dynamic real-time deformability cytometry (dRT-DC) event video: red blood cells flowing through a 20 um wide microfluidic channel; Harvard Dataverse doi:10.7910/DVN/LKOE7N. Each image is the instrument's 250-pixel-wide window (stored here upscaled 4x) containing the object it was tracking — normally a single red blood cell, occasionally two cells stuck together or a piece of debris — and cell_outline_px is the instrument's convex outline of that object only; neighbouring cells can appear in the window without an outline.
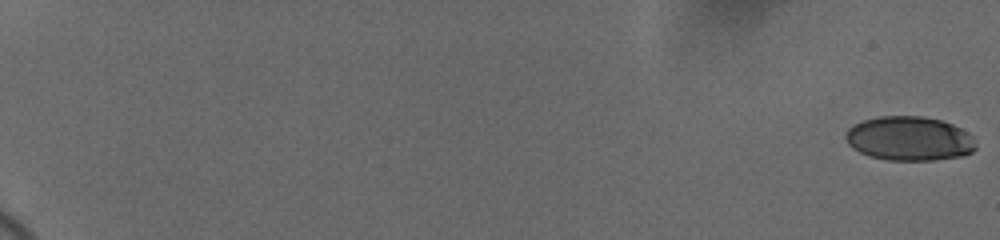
{"species": "human", "species_latin": "Homo sapiens", "temperature_condition": "cold", "stored_images_in_passage": 54, "camera_frame_rate_fps": 3000, "um_per_image_px": 0.085, "donor": {"sex": "female"}, "frame": {"image": 1, "passage_image": 1, "time_ms": 0.0, "image_size_px": [1000, 240], "cell_outline_px": [[976, 148], [972, 152], [964, 156], [932, 160], [888, 160], [872, 156], [860, 152], [852, 148], [848, 144], [844, 136], [848, 128], [864, 120], [880, 116], [924, 116], [940, 120], [952, 124], [968, 132], [972, 136], [976, 144]], "centroid_in_image_um": [77.31, 11.78], "position_along_channel_um": 7.7, "area_um2": 33.58}}
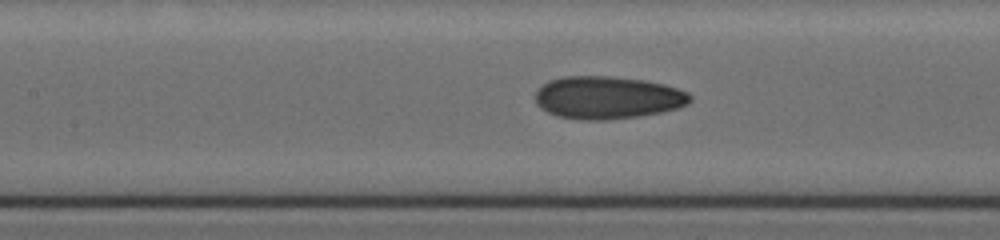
{"frame": {"image": 2, "passage_image": 29, "time_ms": 10.333, "image_size_px": [1000, 240], "cell_outline_px": [[692, 100], [688, 104], [676, 108], [660, 112], [636, 116], [604, 120], [580, 120], [556, 116], [540, 108], [536, 104], [536, 88], [548, 80], [564, 76], [612, 76], [644, 80], [664, 84], [688, 92], [692, 96]], "centroid_in_image_um": [51.6, 8.28], "position_along_channel_um": 155.8, "area_um2": 38.67}}
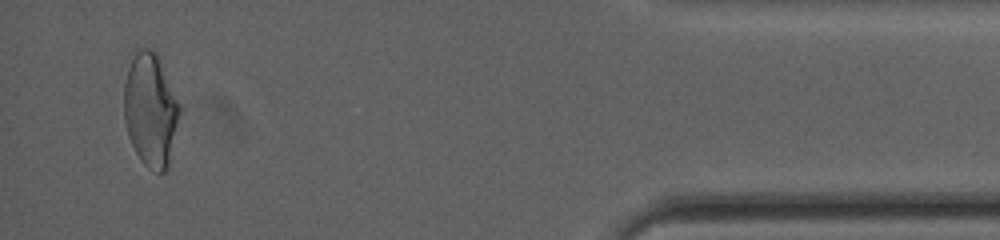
{"frame": {"image": 3, "passage_image": 54, "time_ms": 19.0, "image_size_px": [1000, 240], "cell_outline_px": [[180, 112], [168, 168], [164, 172], [160, 172], [148, 168], [140, 160], [128, 136], [124, 120], [124, 84], [132, 48], [152, 48], [156, 52], [180, 104]], "centroid_in_image_um": [12.77, 9.28], "position_along_channel_um": 422.4, "area_um2": 37.05}, "authors_computed_cell_mechanics": {"area_um2": 35.6915, "velocity_mm_per_s": 3.688, "shape_relaxation_time_tau1_ms": 10.1993, "shape_relaxation_time_tau2_ms": 1.346, "deformation_change_tau1": 0.2017, "deformation_change_tau2": 0.0702}}